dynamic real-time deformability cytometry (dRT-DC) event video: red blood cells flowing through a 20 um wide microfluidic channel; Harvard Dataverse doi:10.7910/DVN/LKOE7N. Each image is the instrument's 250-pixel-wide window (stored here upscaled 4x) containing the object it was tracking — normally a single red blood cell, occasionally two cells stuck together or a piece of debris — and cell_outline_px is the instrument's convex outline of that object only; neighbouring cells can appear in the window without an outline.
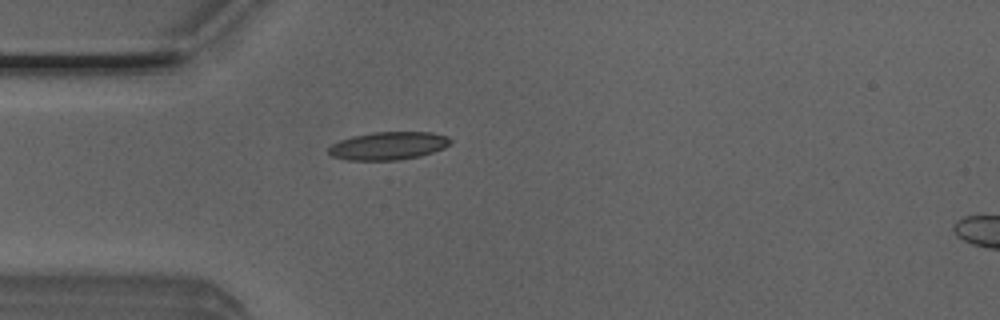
{"species": "Egyptian fruit bat (a non-hibernating species)", "species_latin": "Rousettus aegyptiacus", "temperature_condition": "room temperature", "stored_images_in_passage": 38, "camera_frame_rate_fps": 3000, "um_per_image_px": 0.085, "animal": {"sex": "male"}, "frame": {"image": 1, "passage_image": 1, "time_ms": 0.0, "image_size_px": [1000, 320], "cell_outline_px": [[452, 140], [444, 148], [420, 156], [400, 160], [348, 160], [332, 156], [328, 152], [328, 148], [332, 144], [340, 140], [352, 136], [372, 132], [432, 132], [448, 136]], "centroid_in_image_um": [33.01, 12.39], "position_along_channel_um": 52.0, "area_um2": 19.88}}
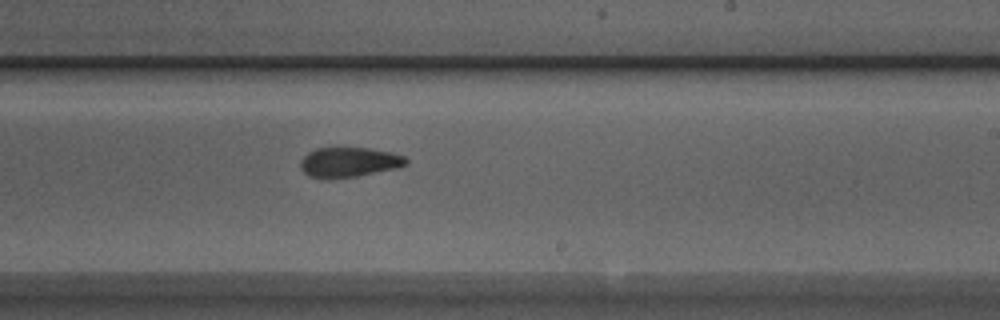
{"frame": {"image": 2, "passage_image": 17, "time_ms": 5.333, "image_size_px": [1000, 320], "cell_outline_px": [[408, 164], [400, 168], [356, 176], [308, 176], [300, 168], [300, 160], [308, 152], [316, 148], [368, 148], [392, 152], [404, 156], [408, 160]], "centroid_in_image_um": [29.73, 13.75], "position_along_channel_um": 259.3, "area_um2": 18.03}}
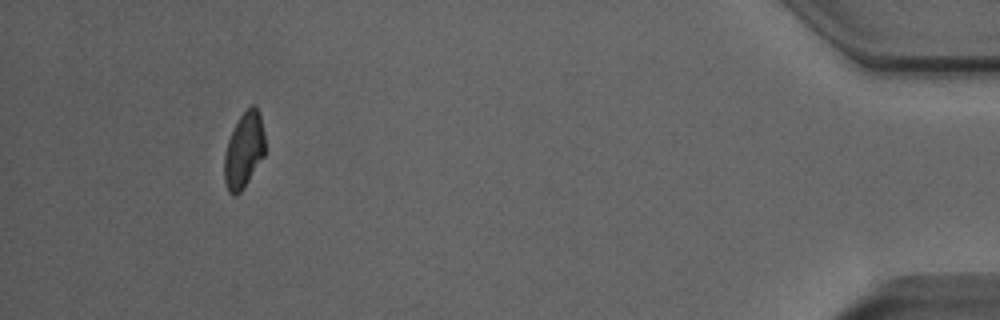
{"frame": {"image": 3, "passage_image": 34, "time_ms": 11.0, "image_size_px": [1000, 320], "cell_outline_px": [[264, 156], [244, 188], [236, 196], [232, 196], [228, 192], [224, 180], [224, 156], [228, 140], [240, 116], [252, 104], [256, 104], [260, 112], [264, 132]], "centroid_in_image_um": [20.74, 12.79], "position_along_channel_um": 414.5, "area_um2": 18.03}, "authors_computed_cell_mechanics": {"area_um2": 18.8139, "velocity_mm_per_s": 4.0252, "shape_relaxation_time_tau1_ms": null, "shape_relaxation_time_tau2_ms": 2.8089, "deformation_change_tau1": null, "deformation_change_tau2": 0.0942}}